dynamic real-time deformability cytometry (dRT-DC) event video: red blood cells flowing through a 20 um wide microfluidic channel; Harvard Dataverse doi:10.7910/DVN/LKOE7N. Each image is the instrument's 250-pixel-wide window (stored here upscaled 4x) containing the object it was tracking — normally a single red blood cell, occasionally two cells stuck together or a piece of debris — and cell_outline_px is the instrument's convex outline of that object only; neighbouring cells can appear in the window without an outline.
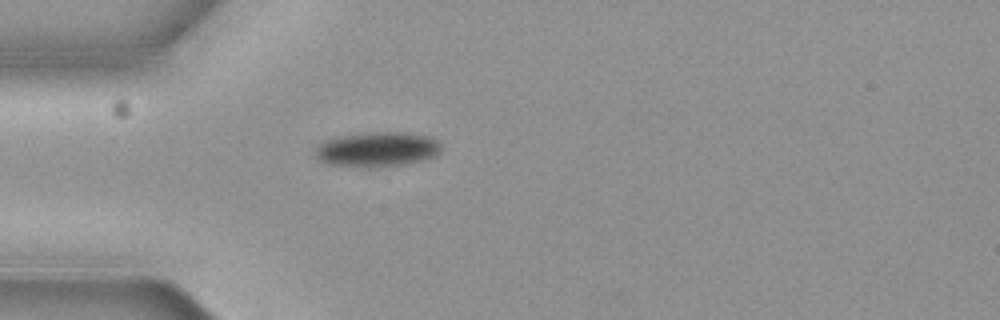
{"species": "common noctule bat (a hibernating species)", "species_latin": "Nyctalus noctula", "temperature_condition": "cold", "stored_images_in_passage": 1, "camera_frame_rate_fps": 3000, "um_per_image_px": 0.085, "animal": {"sex": "female", "body_mass_g": 19.3, "forearm_length_mm": 54.1}, "frame": {"image": 1, "passage_image": 1, "time_ms": 0.0, "image_size_px": [1000, 320], "cell_outline_px": [[440, 148], [432, 156], [420, 160], [404, 164], [372, 168], [368, 168], [328, 164], [320, 160], [316, 156], [316, 148], [324, 140], [340, 136], [368, 132], [408, 132], [428, 136], [436, 140], [440, 144]], "centroid_in_image_um": [32.02, 12.69], "position_along_channel_um": 53.0, "area_um2": 25.37}}